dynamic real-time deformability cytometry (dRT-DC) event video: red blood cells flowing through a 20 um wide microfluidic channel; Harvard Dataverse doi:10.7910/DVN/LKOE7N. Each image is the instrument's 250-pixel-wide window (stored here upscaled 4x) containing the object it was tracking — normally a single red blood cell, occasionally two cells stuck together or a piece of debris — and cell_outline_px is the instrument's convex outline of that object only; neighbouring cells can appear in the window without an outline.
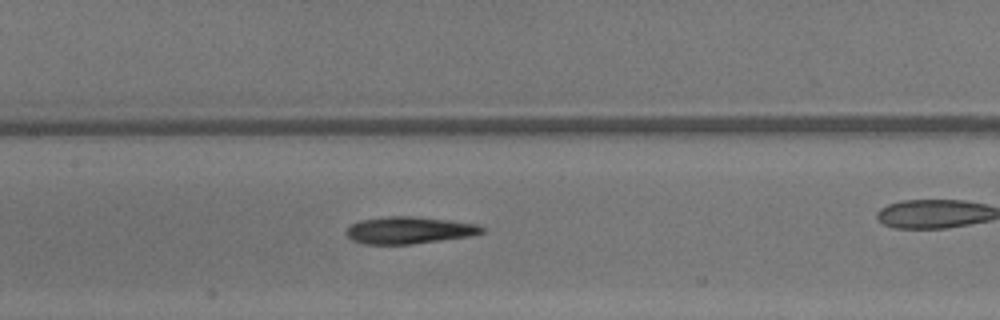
{"species": "common noctule bat (a hibernating species)", "species_latin": "Nyctalus noctula", "temperature_condition": "warm", "stored_images_in_passage": 28, "camera_frame_rate_fps": 3000, "um_per_image_px": 0.085, "animal": {"sex": "male", "body_mass_g": 13.3}, "frame": {"image": 1, "passage_image": 13, "time_ms": 4.0, "image_size_px": [1000, 320], "cell_outline_px": [[484, 232], [472, 236], [412, 244], [364, 244], [352, 240], [344, 232], [352, 224], [360, 220], [388, 216], [408, 216], [448, 220], [480, 224], [484, 228]], "centroid_in_image_um": [34.79, 19.57], "position_along_channel_um": 172.6, "area_um2": 21.39}}
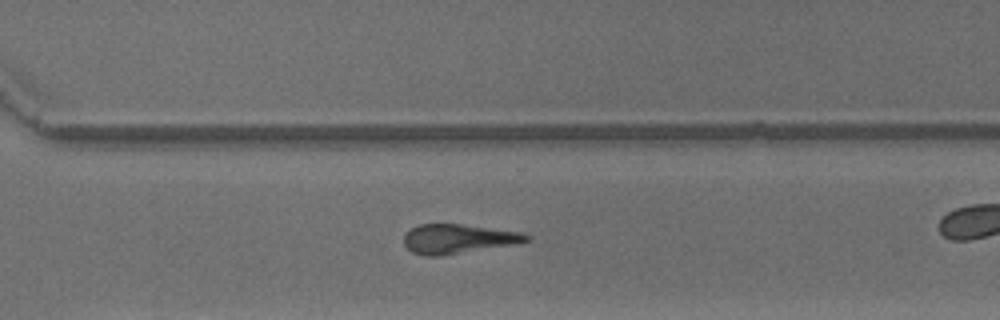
{"frame": {"image": 2, "passage_image": 24, "time_ms": 7.667, "image_size_px": [1000, 320], "cell_outline_px": [[532, 236], [528, 240], [516, 244], [440, 256], [424, 256], [412, 252], [404, 244], [404, 236], [412, 228], [420, 224], [460, 224], [524, 232]], "centroid_in_image_um": [38.97, 20.3], "position_along_channel_um": 331.6, "area_um2": 20.92}}